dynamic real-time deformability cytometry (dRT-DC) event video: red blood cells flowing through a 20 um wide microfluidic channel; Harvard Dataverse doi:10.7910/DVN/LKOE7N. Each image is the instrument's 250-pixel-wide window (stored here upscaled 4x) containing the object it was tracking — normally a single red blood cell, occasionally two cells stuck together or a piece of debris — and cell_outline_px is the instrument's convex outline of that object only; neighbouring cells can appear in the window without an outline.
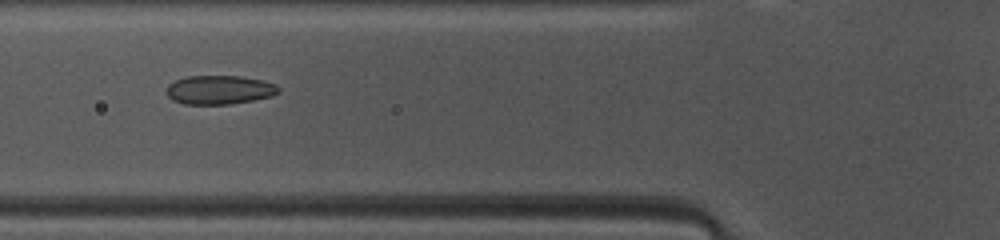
{"species": "common noctule bat (a hibernating species)", "species_latin": "Nyctalus noctula", "temperature_condition": "warm", "stored_images_in_passage": 37, "camera_frame_rate_fps": 3000, "um_per_image_px": 0.085, "animal": {"sex": "female", "body_mass_g": 10.0, "forearm_length_mm": 53.1}, "frame": {"image": 1, "passage_image": 6, "time_ms": 1.667, "image_size_px": [1000, 240], "cell_outline_px": [[280, 92], [272, 96], [252, 100], [228, 104], [184, 104], [172, 100], [164, 92], [168, 84], [176, 80], [188, 76], [240, 76], [264, 80], [276, 84], [280, 88]], "centroid_in_image_um": [18.64, 7.63], "position_along_channel_um": 107.2, "area_um2": 19.02}}
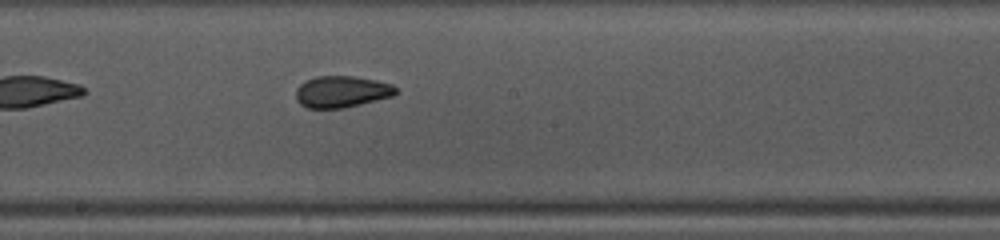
{"frame": {"image": 2, "passage_image": 14, "time_ms": 4.333, "image_size_px": [1000, 240], "cell_outline_px": [[400, 92], [392, 96], [344, 108], [308, 108], [300, 104], [296, 100], [296, 88], [304, 80], [316, 76], [352, 76], [376, 80], [392, 84], [400, 88]], "centroid_in_image_um": [29.06, 7.78], "position_along_channel_um": 219.1, "area_um2": 18.61}}
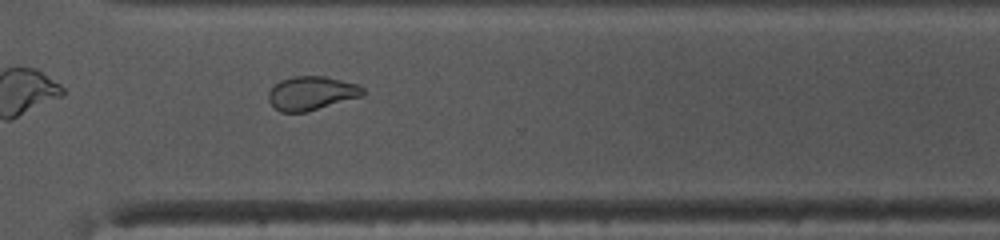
{"frame": {"image": 3, "passage_image": 23, "time_ms": 7.333, "image_size_px": [1000, 240], "cell_outline_px": [[364, 96], [304, 112], [280, 112], [268, 100], [268, 92], [280, 80], [292, 76], [324, 76], [356, 84], [364, 88]], "centroid_in_image_um": [26.47, 7.92], "position_along_channel_um": 344.1, "area_um2": 18.44}, "authors_computed_cell_mechanics": {"area_um2": 19.0162, "velocity_mm_per_s": 4.1799, "shape_relaxation_time_tau1_ms": null, "shape_relaxation_time_tau2_ms": 1.0661, "deformation_change_tau1": null, "deformation_change_tau2": 0.0554}}